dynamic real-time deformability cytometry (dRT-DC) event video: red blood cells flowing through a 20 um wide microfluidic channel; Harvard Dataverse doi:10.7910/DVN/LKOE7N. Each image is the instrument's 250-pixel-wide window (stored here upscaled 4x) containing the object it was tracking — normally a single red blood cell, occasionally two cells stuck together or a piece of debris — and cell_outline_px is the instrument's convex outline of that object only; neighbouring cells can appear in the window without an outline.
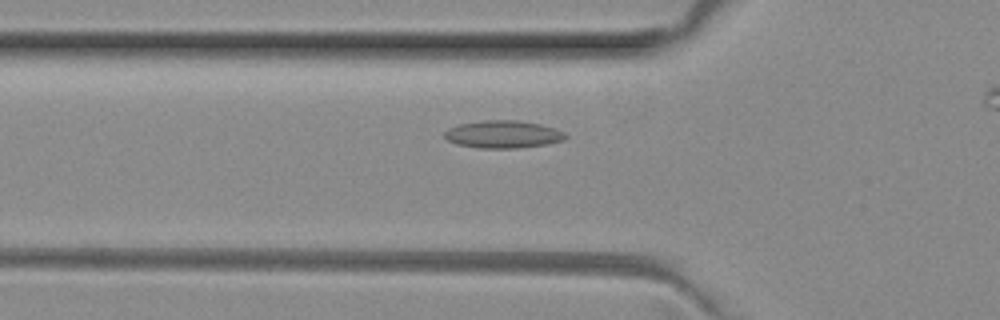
{"species": "common noctule bat (a hibernating species)", "species_latin": "Nyctalus noctula", "temperature_condition": "room temperature", "stored_images_in_passage": 6, "camera_frame_rate_fps": 3000, "um_per_image_px": 0.085, "animal": {"sex": "female", "body_mass_g": 29.2, "forearm_length_mm": 56.3}, "frame": {"image": 1, "passage_image": 6, "time_ms": 1.667, "image_size_px": [1000, 320], "cell_outline_px": [[568, 136], [564, 140], [544, 144], [516, 148], [480, 148], [456, 144], [448, 140], [444, 136], [444, 132], [448, 128], [456, 124], [484, 120], [516, 120], [540, 124], [564, 132]], "centroid_in_image_um": [42.71, 11.41], "position_along_channel_um": 83.1, "area_um2": 19.36}}